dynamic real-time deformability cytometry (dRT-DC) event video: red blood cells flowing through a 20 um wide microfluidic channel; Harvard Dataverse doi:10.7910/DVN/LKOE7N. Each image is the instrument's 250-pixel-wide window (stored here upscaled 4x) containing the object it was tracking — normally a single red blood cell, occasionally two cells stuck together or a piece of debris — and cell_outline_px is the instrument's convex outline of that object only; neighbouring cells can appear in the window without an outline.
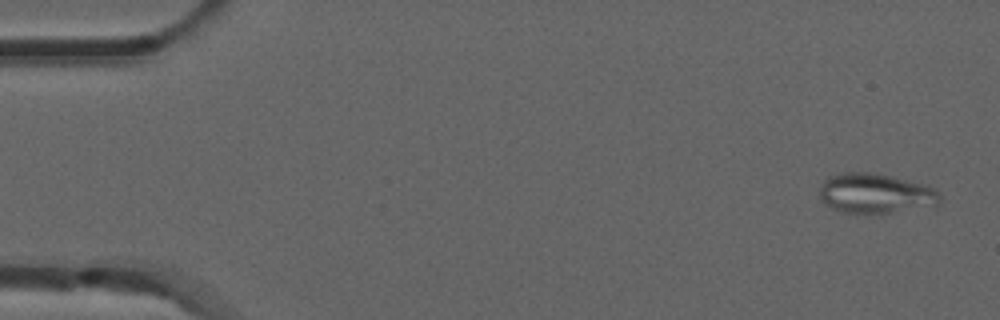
{"species": "common noctule bat (a hibernating species)", "species_latin": "Nyctalus noctula", "temperature_condition": "room temperature", "stored_images_in_passage": 8, "segment_of_instrument_passage": [1, 2], "camera_frame_rate_fps": 3000, "um_per_image_px": 0.085, "animal": {"sex": "male", "forearm_length_mm": 52.5}, "frame": {"image": 1, "passage_image": 1, "time_ms": 0.0, "image_size_px": [1000, 320], "cell_outline_px": [[940, 200], [936, 204], [888, 212], [844, 212], [832, 208], [824, 204], [820, 200], [820, 188], [824, 180], [828, 176], [840, 172], [872, 172], [892, 176], [928, 184], [936, 188], [940, 196]], "centroid_in_image_um": [74.38, 16.39], "position_along_channel_um": 10.6, "area_um2": 27.74}}